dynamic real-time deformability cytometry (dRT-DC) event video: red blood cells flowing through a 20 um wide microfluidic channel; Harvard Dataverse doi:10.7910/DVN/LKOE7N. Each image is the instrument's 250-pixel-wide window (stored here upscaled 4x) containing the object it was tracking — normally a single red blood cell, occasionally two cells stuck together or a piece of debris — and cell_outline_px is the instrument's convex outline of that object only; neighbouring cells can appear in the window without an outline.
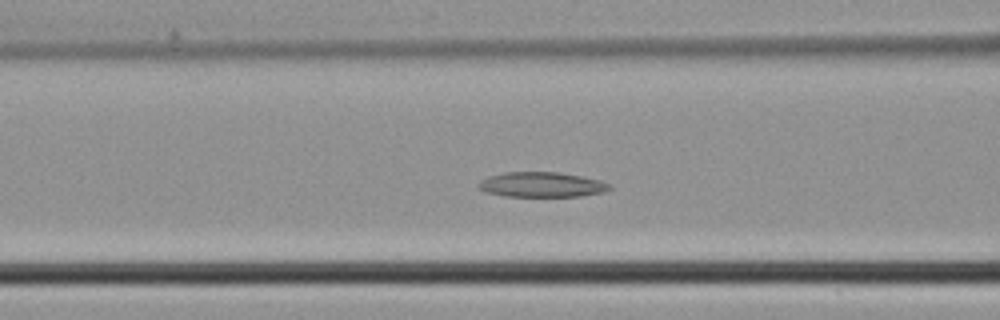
{"species": "common noctule bat (a hibernating species)", "species_latin": "Nyctalus noctula", "temperature_condition": "cold", "stored_images_in_passage": 41, "camera_frame_rate_fps": 3000, "um_per_image_px": 0.085, "animal": {"sex": "male", "body_mass_g": 21.5, "forearm_length_mm": 52.0}, "frame": {"image": 1, "passage_image": 14, "time_ms": 4.333, "image_size_px": [1000, 320], "cell_outline_px": [[612, 188], [604, 192], [580, 196], [508, 196], [484, 192], [476, 188], [476, 184], [480, 180], [488, 176], [504, 172], [556, 172], [580, 176], [600, 180], [612, 184]], "centroid_in_image_um": [46.01, 15.69], "position_along_channel_um": 120.6, "area_um2": 19.25}}
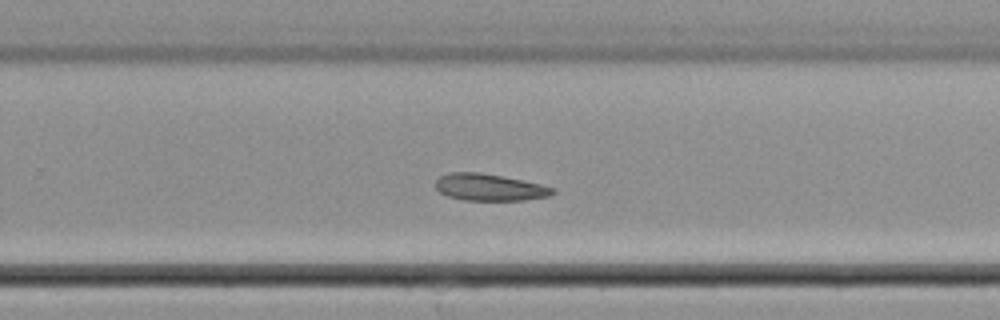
{"frame": {"image": 2, "passage_image": 25, "time_ms": 8.0, "image_size_px": [1000, 320], "cell_outline_px": [[556, 192], [548, 196], [524, 200], [464, 200], [448, 196], [440, 192], [436, 188], [436, 180], [440, 176], [448, 172], [480, 172], [504, 176], [540, 184], [556, 188]], "centroid_in_image_um": [41.61, 15.91], "position_along_channel_um": 288.2, "area_um2": 18.38}}
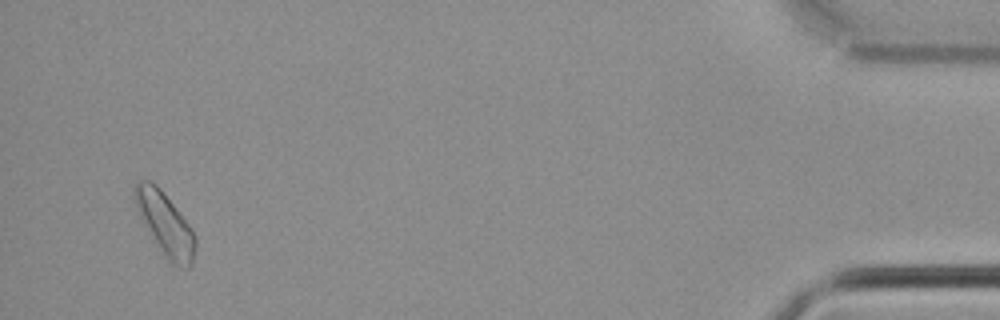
{"frame": {"image": 3, "passage_image": 39, "time_ms": 12.667, "image_size_px": [1000, 320], "cell_outline_px": [[196, 244], [192, 264], [188, 268], [180, 268], [168, 264], [144, 224], [136, 208], [132, 196], [132, 188], [136, 180], [148, 180], [156, 184], [160, 188], [192, 228], [196, 236]], "centroid_in_image_um": [14.02, 19.05], "position_along_channel_um": 421.2, "area_um2": 22.6}}